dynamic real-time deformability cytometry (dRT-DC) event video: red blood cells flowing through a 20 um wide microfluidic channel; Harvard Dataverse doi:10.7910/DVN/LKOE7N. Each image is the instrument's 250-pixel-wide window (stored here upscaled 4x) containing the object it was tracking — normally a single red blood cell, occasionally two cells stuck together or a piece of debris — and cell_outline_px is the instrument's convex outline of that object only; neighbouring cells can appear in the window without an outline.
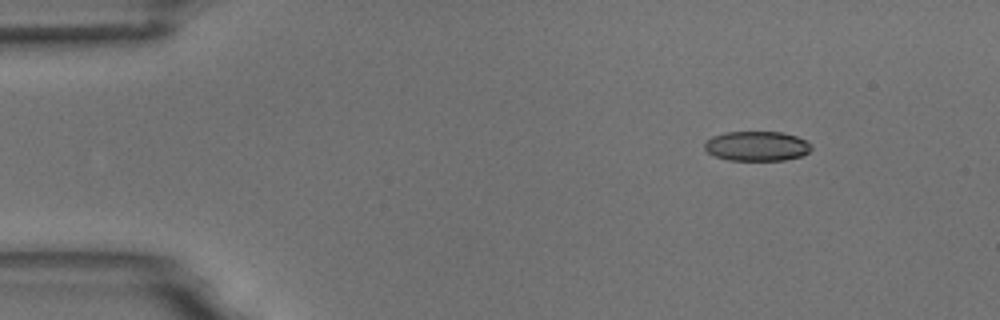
{"species": "common noctule bat (a hibernating species)", "species_latin": "Nyctalus noctula", "temperature_condition": "room temperature", "stored_images_in_passage": 3, "camera_frame_rate_fps": 3000, "um_per_image_px": 0.085, "animal": {"sex": "male", "body_mass_g": 18.8}, "frame": {"image": 1, "passage_image": 1, "time_ms": 0.0, "image_size_px": [1000, 320], "cell_outline_px": [[812, 148], [808, 152], [800, 156], [784, 160], [728, 160], [716, 156], [708, 152], [704, 148], [704, 144], [712, 136], [724, 132], [780, 132], [796, 136], [812, 144]], "centroid_in_image_um": [64.33, 12.41], "position_along_channel_um": 20.7, "area_um2": 18.38}}